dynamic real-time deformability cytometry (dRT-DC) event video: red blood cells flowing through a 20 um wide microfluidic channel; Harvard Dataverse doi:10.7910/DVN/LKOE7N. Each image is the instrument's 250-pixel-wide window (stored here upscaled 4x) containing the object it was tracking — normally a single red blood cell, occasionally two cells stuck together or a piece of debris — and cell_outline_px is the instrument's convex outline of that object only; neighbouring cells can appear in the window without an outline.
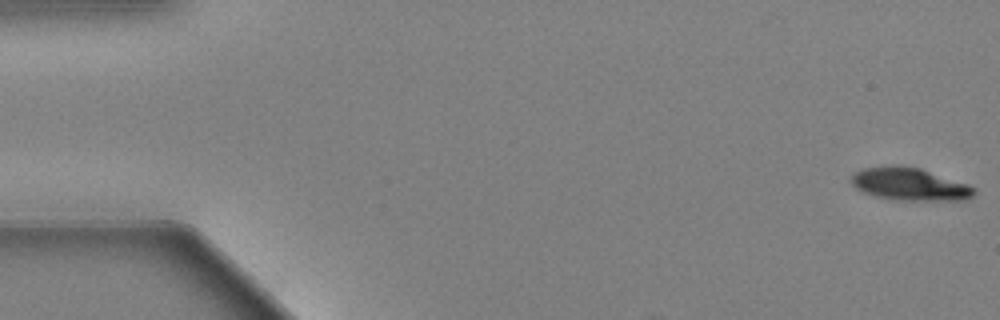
{"species": "Egyptian fruit bat (a non-hibernating species)", "species_latin": "Rousettus aegyptiacus", "temperature_condition": "warm", "stored_images_in_passage": 37, "camera_frame_rate_fps": 3000, "um_per_image_px": 0.085, "animal": {"sex": "female"}, "frame": {"image": 1, "passage_image": 1, "time_ms": 0.0, "image_size_px": [1000, 320], "cell_outline_px": [[976, 192], [972, 196], [964, 200], [896, 200], [876, 196], [864, 192], [856, 188], [848, 180], [856, 172], [864, 168], [892, 164], [896, 164], [920, 168], [968, 184], [976, 188]], "centroid_in_image_um": [77.31, 15.64], "position_along_channel_um": 7.7, "area_um2": 23.47}}
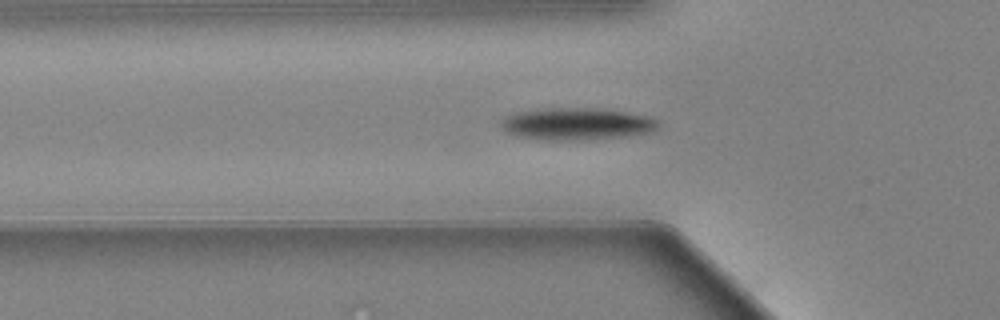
{"frame": {"image": 2, "passage_image": 19, "time_ms": 6.0, "image_size_px": [1000, 320], "cell_outline_px": [[660, 124], [652, 132], [628, 136], [572, 140], [552, 140], [520, 136], [508, 132], [500, 124], [500, 120], [508, 116], [520, 112], [544, 108], [592, 108], [624, 112], [648, 116], [656, 120]], "centroid_in_image_um": [49.06, 10.53], "position_along_channel_um": 76.7, "area_um2": 28.84}}
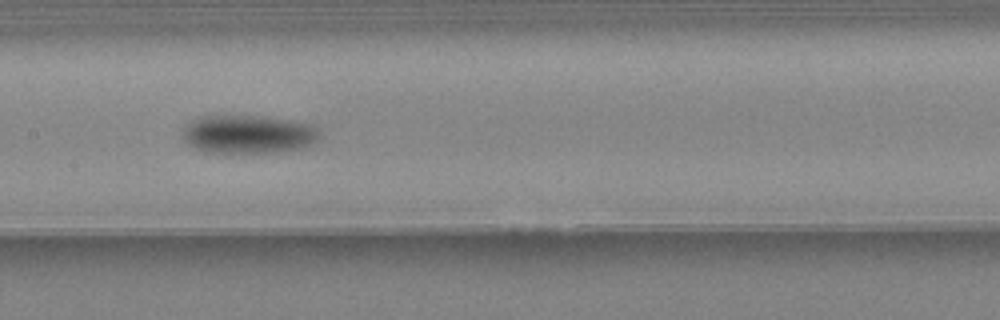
{"frame": {"image": 3, "passage_image": 28, "time_ms": 9.0, "image_size_px": [1000, 320], "cell_outline_px": [[316, 140], [308, 144], [296, 148], [264, 152], [204, 152], [188, 144], [184, 140], [184, 128], [192, 120], [200, 116], [252, 116], [288, 120], [308, 124], [316, 128]], "centroid_in_image_um": [20.99, 11.4], "position_along_channel_um": 186.4, "area_um2": 29.48}}